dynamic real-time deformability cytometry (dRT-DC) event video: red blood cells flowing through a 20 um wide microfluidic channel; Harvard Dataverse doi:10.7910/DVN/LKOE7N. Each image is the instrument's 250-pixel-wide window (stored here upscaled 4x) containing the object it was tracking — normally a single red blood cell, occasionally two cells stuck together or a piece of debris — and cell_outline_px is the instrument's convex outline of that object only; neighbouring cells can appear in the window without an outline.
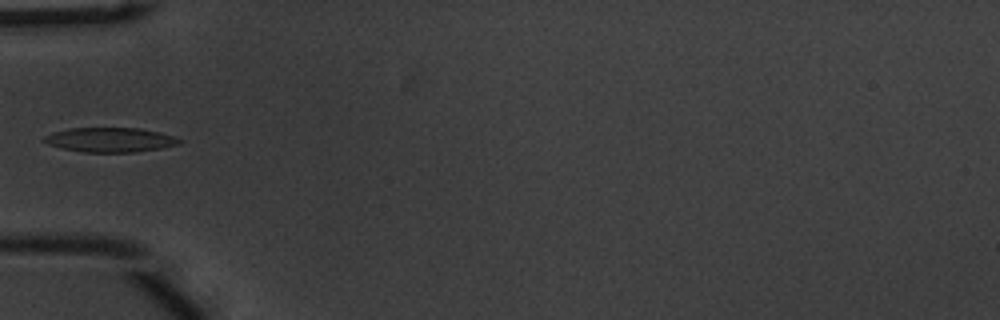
{"species": "common noctule bat (a hibernating species)", "species_latin": "Nyctalus noctula", "temperature_condition": "warm", "stored_images_in_passage": 16, "camera_frame_rate_fps": 3000, "um_per_image_px": 0.085, "animal": {"sex": "male", "body_mass_g": 20.1, "forearm_length_mm": 53.5}, "frame": {"image": 1, "passage_image": 1, "time_ms": 0.0, "image_size_px": [1000, 320], "cell_outline_px": [[184, 140], [180, 144], [164, 148], [136, 152], [84, 152], [60, 148], [48, 144], [40, 140], [44, 136], [52, 132], [68, 128], [140, 128], [160, 132]], "centroid_in_image_um": [9.36, 11.88], "position_along_channel_um": 75.6, "area_um2": 19.59}}
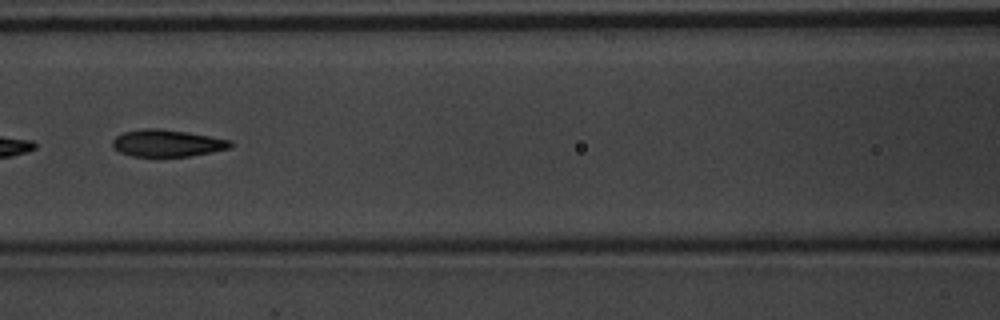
{"frame": {"image": 2, "passage_image": 7, "time_ms": 2.0, "image_size_px": [1000, 320], "cell_outline_px": [[236, 144], [232, 148], [212, 152], [188, 156], [132, 156], [120, 152], [112, 148], [112, 140], [116, 136], [124, 132], [140, 128], [160, 128], [188, 132], [232, 140]], "centroid_in_image_um": [14.24, 12.16], "position_along_channel_um": 152.4, "area_um2": 18.84}}
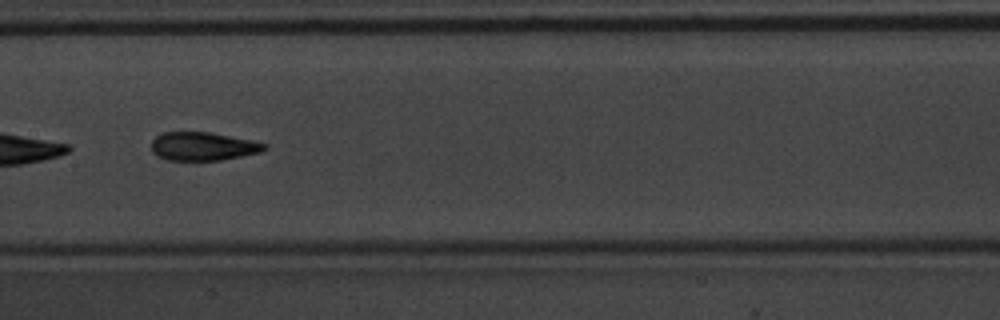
{"frame": {"image": 3, "passage_image": 10, "time_ms": 3.0, "image_size_px": [1000, 320], "cell_outline_px": [[268, 148], [260, 152], [220, 160], [168, 160], [156, 156], [152, 152], [152, 140], [156, 136], [164, 132], [208, 132], [252, 140], [268, 144]], "centroid_in_image_um": [17.25, 12.44], "position_along_channel_um": 190.2, "area_um2": 18.67}}